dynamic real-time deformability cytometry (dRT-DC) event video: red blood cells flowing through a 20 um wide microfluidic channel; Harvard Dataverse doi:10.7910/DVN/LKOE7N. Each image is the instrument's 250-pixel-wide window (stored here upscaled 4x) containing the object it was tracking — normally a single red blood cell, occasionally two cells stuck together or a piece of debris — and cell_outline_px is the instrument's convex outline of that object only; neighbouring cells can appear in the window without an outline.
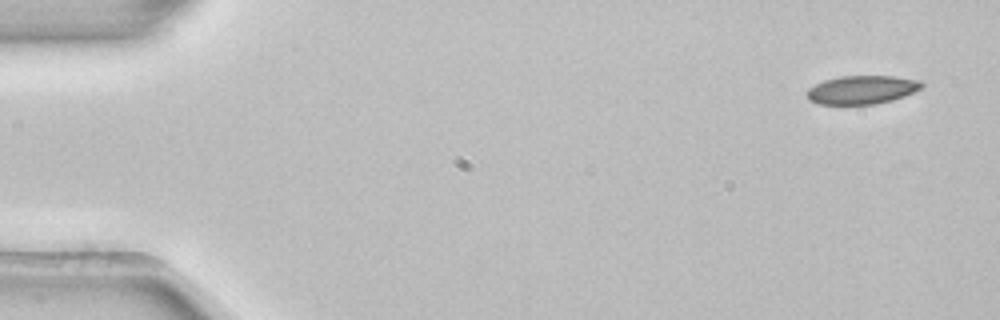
{"species": "common noctule bat (a hibernating species)", "species_latin": "Nyctalus noctula", "temperature_condition": "room temperature", "stored_images_in_passage": 4, "camera_frame_rate_fps": 3000, "um_per_image_px": 0.085, "animal": {"sex": "female", "body_mass_g": 22.7, "forearm_length_mm": 54.2}, "frame": {"image": 1, "passage_image": 1, "time_ms": 0.0, "image_size_px": [1000, 320], "cell_outline_px": [[924, 84], [920, 88], [904, 96], [892, 100], [876, 104], [820, 104], [808, 100], [808, 88], [824, 80], [840, 76], [896, 76], [920, 80]], "centroid_in_image_um": [73.27, 7.62], "position_along_channel_um": 11.7, "area_um2": 18.96}}
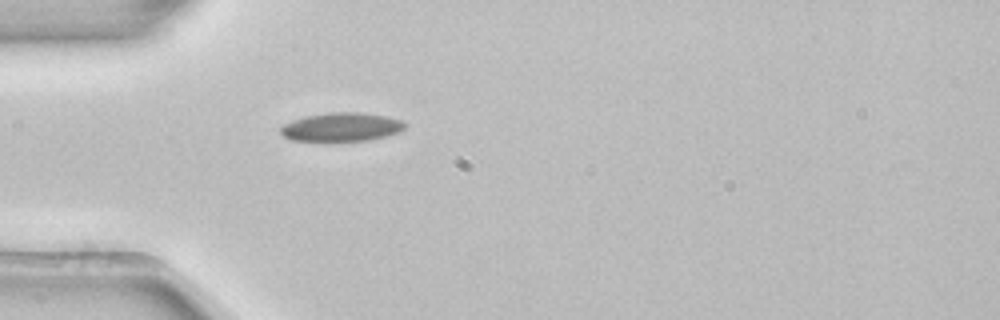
{"frame": {"image": 2, "passage_image": 4, "time_ms": 1.0, "image_size_px": [1000, 320], "cell_outline_px": [[408, 124], [400, 132], [368, 140], [292, 140], [284, 136], [280, 132], [280, 128], [284, 124], [292, 120], [304, 116], [332, 112], [364, 112], [388, 116], [400, 120]], "centroid_in_image_um": [29.05, 10.77], "position_along_channel_um": 55.9, "area_um2": 20.63}}